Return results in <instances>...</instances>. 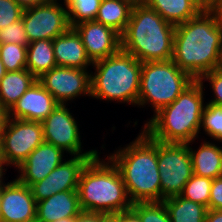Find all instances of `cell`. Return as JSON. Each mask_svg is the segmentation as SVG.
Wrapping results in <instances>:
<instances>
[{
	"label": "cell",
	"mask_w": 222,
	"mask_h": 222,
	"mask_svg": "<svg viewBox=\"0 0 222 222\" xmlns=\"http://www.w3.org/2000/svg\"><path fill=\"white\" fill-rule=\"evenodd\" d=\"M172 61L194 80L222 67V23L213 9L175 26Z\"/></svg>",
	"instance_id": "6da1fadb"
},
{
	"label": "cell",
	"mask_w": 222,
	"mask_h": 222,
	"mask_svg": "<svg viewBox=\"0 0 222 222\" xmlns=\"http://www.w3.org/2000/svg\"><path fill=\"white\" fill-rule=\"evenodd\" d=\"M139 134L129 145L107 157L119 170L132 203L161 202L157 141L143 130Z\"/></svg>",
	"instance_id": "7a4b0ae2"
},
{
	"label": "cell",
	"mask_w": 222,
	"mask_h": 222,
	"mask_svg": "<svg viewBox=\"0 0 222 222\" xmlns=\"http://www.w3.org/2000/svg\"><path fill=\"white\" fill-rule=\"evenodd\" d=\"M204 85L194 80L168 106L160 109L142 127L153 140L162 143H192L198 138L204 105Z\"/></svg>",
	"instance_id": "3957f363"
},
{
	"label": "cell",
	"mask_w": 222,
	"mask_h": 222,
	"mask_svg": "<svg viewBox=\"0 0 222 222\" xmlns=\"http://www.w3.org/2000/svg\"><path fill=\"white\" fill-rule=\"evenodd\" d=\"M99 154L87 162L79 176L77 191L82 212L107 215L131 209L119 170L108 157L101 160Z\"/></svg>",
	"instance_id": "277c9868"
},
{
	"label": "cell",
	"mask_w": 222,
	"mask_h": 222,
	"mask_svg": "<svg viewBox=\"0 0 222 222\" xmlns=\"http://www.w3.org/2000/svg\"><path fill=\"white\" fill-rule=\"evenodd\" d=\"M175 25L147 5L132 8L121 49L140 62L172 60Z\"/></svg>",
	"instance_id": "5b68a950"
},
{
	"label": "cell",
	"mask_w": 222,
	"mask_h": 222,
	"mask_svg": "<svg viewBox=\"0 0 222 222\" xmlns=\"http://www.w3.org/2000/svg\"><path fill=\"white\" fill-rule=\"evenodd\" d=\"M91 71V97L130 103L136 106L140 91L142 62L122 49L110 57L97 60Z\"/></svg>",
	"instance_id": "8992f818"
},
{
	"label": "cell",
	"mask_w": 222,
	"mask_h": 222,
	"mask_svg": "<svg viewBox=\"0 0 222 222\" xmlns=\"http://www.w3.org/2000/svg\"><path fill=\"white\" fill-rule=\"evenodd\" d=\"M194 79L172 60L142 63L138 107L149 104L154 114L171 104Z\"/></svg>",
	"instance_id": "52a82bcc"
},
{
	"label": "cell",
	"mask_w": 222,
	"mask_h": 222,
	"mask_svg": "<svg viewBox=\"0 0 222 222\" xmlns=\"http://www.w3.org/2000/svg\"><path fill=\"white\" fill-rule=\"evenodd\" d=\"M157 165L161 179V202L179 195L193 175L188 144L157 141Z\"/></svg>",
	"instance_id": "ba28073f"
},
{
	"label": "cell",
	"mask_w": 222,
	"mask_h": 222,
	"mask_svg": "<svg viewBox=\"0 0 222 222\" xmlns=\"http://www.w3.org/2000/svg\"><path fill=\"white\" fill-rule=\"evenodd\" d=\"M22 19L29 42L54 40L70 28L68 11L58 0L24 9Z\"/></svg>",
	"instance_id": "9c48e42d"
},
{
	"label": "cell",
	"mask_w": 222,
	"mask_h": 222,
	"mask_svg": "<svg viewBox=\"0 0 222 222\" xmlns=\"http://www.w3.org/2000/svg\"><path fill=\"white\" fill-rule=\"evenodd\" d=\"M1 140L7 165L18 168L44 142L42 123L8 118Z\"/></svg>",
	"instance_id": "30bf717a"
},
{
	"label": "cell",
	"mask_w": 222,
	"mask_h": 222,
	"mask_svg": "<svg viewBox=\"0 0 222 222\" xmlns=\"http://www.w3.org/2000/svg\"><path fill=\"white\" fill-rule=\"evenodd\" d=\"M66 106V104H58L52 113L41 122L44 141L52 143L71 156H96L99 153L96 149L82 152L77 121Z\"/></svg>",
	"instance_id": "8fae6325"
},
{
	"label": "cell",
	"mask_w": 222,
	"mask_h": 222,
	"mask_svg": "<svg viewBox=\"0 0 222 222\" xmlns=\"http://www.w3.org/2000/svg\"><path fill=\"white\" fill-rule=\"evenodd\" d=\"M37 80L59 104L78 96L91 97V73L87 69L56 66Z\"/></svg>",
	"instance_id": "7c38bea8"
},
{
	"label": "cell",
	"mask_w": 222,
	"mask_h": 222,
	"mask_svg": "<svg viewBox=\"0 0 222 222\" xmlns=\"http://www.w3.org/2000/svg\"><path fill=\"white\" fill-rule=\"evenodd\" d=\"M95 156H71L53 169L44 179L30 186L36 202L53 194L78 190L79 176L87 162Z\"/></svg>",
	"instance_id": "4fadbf2b"
},
{
	"label": "cell",
	"mask_w": 222,
	"mask_h": 222,
	"mask_svg": "<svg viewBox=\"0 0 222 222\" xmlns=\"http://www.w3.org/2000/svg\"><path fill=\"white\" fill-rule=\"evenodd\" d=\"M37 202L29 186L17 178L0 190V222H36Z\"/></svg>",
	"instance_id": "5bb4252c"
},
{
	"label": "cell",
	"mask_w": 222,
	"mask_h": 222,
	"mask_svg": "<svg viewBox=\"0 0 222 222\" xmlns=\"http://www.w3.org/2000/svg\"><path fill=\"white\" fill-rule=\"evenodd\" d=\"M72 28L80 36L92 62L110 57L121 49L120 34L96 20L81 22Z\"/></svg>",
	"instance_id": "9a60e30c"
},
{
	"label": "cell",
	"mask_w": 222,
	"mask_h": 222,
	"mask_svg": "<svg viewBox=\"0 0 222 222\" xmlns=\"http://www.w3.org/2000/svg\"><path fill=\"white\" fill-rule=\"evenodd\" d=\"M64 151L57 148L52 143L44 141L35 148L26 160L18 167L19 175L17 179L31 186L44 179L48 174L63 162Z\"/></svg>",
	"instance_id": "2e32d148"
},
{
	"label": "cell",
	"mask_w": 222,
	"mask_h": 222,
	"mask_svg": "<svg viewBox=\"0 0 222 222\" xmlns=\"http://www.w3.org/2000/svg\"><path fill=\"white\" fill-rule=\"evenodd\" d=\"M59 103L36 80L8 111L9 118L42 122Z\"/></svg>",
	"instance_id": "e0dca14e"
},
{
	"label": "cell",
	"mask_w": 222,
	"mask_h": 222,
	"mask_svg": "<svg viewBox=\"0 0 222 222\" xmlns=\"http://www.w3.org/2000/svg\"><path fill=\"white\" fill-rule=\"evenodd\" d=\"M81 212L78 191L68 190L38 201L36 222H55L63 218L76 217Z\"/></svg>",
	"instance_id": "ac0fdd59"
},
{
	"label": "cell",
	"mask_w": 222,
	"mask_h": 222,
	"mask_svg": "<svg viewBox=\"0 0 222 222\" xmlns=\"http://www.w3.org/2000/svg\"><path fill=\"white\" fill-rule=\"evenodd\" d=\"M53 49L57 66L87 69L93 65L80 36L73 28L53 40Z\"/></svg>",
	"instance_id": "d6986e66"
},
{
	"label": "cell",
	"mask_w": 222,
	"mask_h": 222,
	"mask_svg": "<svg viewBox=\"0 0 222 222\" xmlns=\"http://www.w3.org/2000/svg\"><path fill=\"white\" fill-rule=\"evenodd\" d=\"M187 144L191 154L193 174L210 179L222 176V147L204 141L195 151L190 146L192 144Z\"/></svg>",
	"instance_id": "ffe728a7"
},
{
	"label": "cell",
	"mask_w": 222,
	"mask_h": 222,
	"mask_svg": "<svg viewBox=\"0 0 222 222\" xmlns=\"http://www.w3.org/2000/svg\"><path fill=\"white\" fill-rule=\"evenodd\" d=\"M36 80L27 69L6 72L0 80V105L9 111Z\"/></svg>",
	"instance_id": "44dd1931"
},
{
	"label": "cell",
	"mask_w": 222,
	"mask_h": 222,
	"mask_svg": "<svg viewBox=\"0 0 222 222\" xmlns=\"http://www.w3.org/2000/svg\"><path fill=\"white\" fill-rule=\"evenodd\" d=\"M56 66L53 40H37L28 44L26 69L37 79Z\"/></svg>",
	"instance_id": "7402d4cb"
},
{
	"label": "cell",
	"mask_w": 222,
	"mask_h": 222,
	"mask_svg": "<svg viewBox=\"0 0 222 222\" xmlns=\"http://www.w3.org/2000/svg\"><path fill=\"white\" fill-rule=\"evenodd\" d=\"M145 5L175 26L185 23L200 12L190 0H146Z\"/></svg>",
	"instance_id": "603a6c76"
},
{
	"label": "cell",
	"mask_w": 222,
	"mask_h": 222,
	"mask_svg": "<svg viewBox=\"0 0 222 222\" xmlns=\"http://www.w3.org/2000/svg\"><path fill=\"white\" fill-rule=\"evenodd\" d=\"M172 222H205L208 207L180 195L162 201Z\"/></svg>",
	"instance_id": "cb8c5ba5"
},
{
	"label": "cell",
	"mask_w": 222,
	"mask_h": 222,
	"mask_svg": "<svg viewBox=\"0 0 222 222\" xmlns=\"http://www.w3.org/2000/svg\"><path fill=\"white\" fill-rule=\"evenodd\" d=\"M132 7L120 0H102L95 20L120 35L128 25Z\"/></svg>",
	"instance_id": "d4e9b609"
},
{
	"label": "cell",
	"mask_w": 222,
	"mask_h": 222,
	"mask_svg": "<svg viewBox=\"0 0 222 222\" xmlns=\"http://www.w3.org/2000/svg\"><path fill=\"white\" fill-rule=\"evenodd\" d=\"M102 0H64L71 28L81 22L95 20Z\"/></svg>",
	"instance_id": "484cf974"
},
{
	"label": "cell",
	"mask_w": 222,
	"mask_h": 222,
	"mask_svg": "<svg viewBox=\"0 0 222 222\" xmlns=\"http://www.w3.org/2000/svg\"><path fill=\"white\" fill-rule=\"evenodd\" d=\"M212 182L213 179L193 174L179 195L185 199L204 205L209 209Z\"/></svg>",
	"instance_id": "4316f807"
},
{
	"label": "cell",
	"mask_w": 222,
	"mask_h": 222,
	"mask_svg": "<svg viewBox=\"0 0 222 222\" xmlns=\"http://www.w3.org/2000/svg\"><path fill=\"white\" fill-rule=\"evenodd\" d=\"M27 47L18 44H0V59L7 72L26 69Z\"/></svg>",
	"instance_id": "83f0119b"
},
{
	"label": "cell",
	"mask_w": 222,
	"mask_h": 222,
	"mask_svg": "<svg viewBox=\"0 0 222 222\" xmlns=\"http://www.w3.org/2000/svg\"><path fill=\"white\" fill-rule=\"evenodd\" d=\"M201 128L215 141L222 142V107L206 103L203 110Z\"/></svg>",
	"instance_id": "f1b7e54d"
},
{
	"label": "cell",
	"mask_w": 222,
	"mask_h": 222,
	"mask_svg": "<svg viewBox=\"0 0 222 222\" xmlns=\"http://www.w3.org/2000/svg\"><path fill=\"white\" fill-rule=\"evenodd\" d=\"M131 209L141 222H172L163 202H136Z\"/></svg>",
	"instance_id": "f546056e"
},
{
	"label": "cell",
	"mask_w": 222,
	"mask_h": 222,
	"mask_svg": "<svg viewBox=\"0 0 222 222\" xmlns=\"http://www.w3.org/2000/svg\"><path fill=\"white\" fill-rule=\"evenodd\" d=\"M18 44L28 46L29 39L24 28L23 19L10 23L6 28L0 29V44Z\"/></svg>",
	"instance_id": "4dcf8cb0"
},
{
	"label": "cell",
	"mask_w": 222,
	"mask_h": 222,
	"mask_svg": "<svg viewBox=\"0 0 222 222\" xmlns=\"http://www.w3.org/2000/svg\"><path fill=\"white\" fill-rule=\"evenodd\" d=\"M24 9L14 0H0V29L22 18Z\"/></svg>",
	"instance_id": "1f68e13d"
},
{
	"label": "cell",
	"mask_w": 222,
	"mask_h": 222,
	"mask_svg": "<svg viewBox=\"0 0 222 222\" xmlns=\"http://www.w3.org/2000/svg\"><path fill=\"white\" fill-rule=\"evenodd\" d=\"M198 80L201 84H204L207 80L211 85L214 98L208 103L222 107V67L203 74Z\"/></svg>",
	"instance_id": "d6a6232c"
},
{
	"label": "cell",
	"mask_w": 222,
	"mask_h": 222,
	"mask_svg": "<svg viewBox=\"0 0 222 222\" xmlns=\"http://www.w3.org/2000/svg\"><path fill=\"white\" fill-rule=\"evenodd\" d=\"M209 209L222 210V176L213 179L210 190Z\"/></svg>",
	"instance_id": "836d02e7"
},
{
	"label": "cell",
	"mask_w": 222,
	"mask_h": 222,
	"mask_svg": "<svg viewBox=\"0 0 222 222\" xmlns=\"http://www.w3.org/2000/svg\"><path fill=\"white\" fill-rule=\"evenodd\" d=\"M74 222H101V213L81 212Z\"/></svg>",
	"instance_id": "e575fe53"
},
{
	"label": "cell",
	"mask_w": 222,
	"mask_h": 222,
	"mask_svg": "<svg viewBox=\"0 0 222 222\" xmlns=\"http://www.w3.org/2000/svg\"><path fill=\"white\" fill-rule=\"evenodd\" d=\"M115 215L120 219V222H141L139 216L132 209L121 211Z\"/></svg>",
	"instance_id": "d590c367"
},
{
	"label": "cell",
	"mask_w": 222,
	"mask_h": 222,
	"mask_svg": "<svg viewBox=\"0 0 222 222\" xmlns=\"http://www.w3.org/2000/svg\"><path fill=\"white\" fill-rule=\"evenodd\" d=\"M205 222H222V210L208 209Z\"/></svg>",
	"instance_id": "8d00e7d4"
},
{
	"label": "cell",
	"mask_w": 222,
	"mask_h": 222,
	"mask_svg": "<svg viewBox=\"0 0 222 222\" xmlns=\"http://www.w3.org/2000/svg\"><path fill=\"white\" fill-rule=\"evenodd\" d=\"M9 118L8 110L4 109L0 105V139L2 138V134L4 133L5 125Z\"/></svg>",
	"instance_id": "74e56055"
},
{
	"label": "cell",
	"mask_w": 222,
	"mask_h": 222,
	"mask_svg": "<svg viewBox=\"0 0 222 222\" xmlns=\"http://www.w3.org/2000/svg\"><path fill=\"white\" fill-rule=\"evenodd\" d=\"M18 3L23 9L30 8L42 3H45L49 0H14Z\"/></svg>",
	"instance_id": "f35d334b"
},
{
	"label": "cell",
	"mask_w": 222,
	"mask_h": 222,
	"mask_svg": "<svg viewBox=\"0 0 222 222\" xmlns=\"http://www.w3.org/2000/svg\"><path fill=\"white\" fill-rule=\"evenodd\" d=\"M200 11H208L213 7L206 0H190Z\"/></svg>",
	"instance_id": "ab89813d"
},
{
	"label": "cell",
	"mask_w": 222,
	"mask_h": 222,
	"mask_svg": "<svg viewBox=\"0 0 222 222\" xmlns=\"http://www.w3.org/2000/svg\"><path fill=\"white\" fill-rule=\"evenodd\" d=\"M101 222H120V219L115 214H101Z\"/></svg>",
	"instance_id": "60d3db41"
},
{
	"label": "cell",
	"mask_w": 222,
	"mask_h": 222,
	"mask_svg": "<svg viewBox=\"0 0 222 222\" xmlns=\"http://www.w3.org/2000/svg\"><path fill=\"white\" fill-rule=\"evenodd\" d=\"M121 2L127 3L132 8L140 5H144L146 0H120Z\"/></svg>",
	"instance_id": "b9f144b4"
},
{
	"label": "cell",
	"mask_w": 222,
	"mask_h": 222,
	"mask_svg": "<svg viewBox=\"0 0 222 222\" xmlns=\"http://www.w3.org/2000/svg\"><path fill=\"white\" fill-rule=\"evenodd\" d=\"M213 10L217 13L218 19L222 23V0L213 7Z\"/></svg>",
	"instance_id": "7bdbcfd3"
},
{
	"label": "cell",
	"mask_w": 222,
	"mask_h": 222,
	"mask_svg": "<svg viewBox=\"0 0 222 222\" xmlns=\"http://www.w3.org/2000/svg\"><path fill=\"white\" fill-rule=\"evenodd\" d=\"M5 166H8L7 164H0V186H3L5 184L4 177L3 174L5 175V171H7V169L5 168Z\"/></svg>",
	"instance_id": "ee69618b"
},
{
	"label": "cell",
	"mask_w": 222,
	"mask_h": 222,
	"mask_svg": "<svg viewBox=\"0 0 222 222\" xmlns=\"http://www.w3.org/2000/svg\"><path fill=\"white\" fill-rule=\"evenodd\" d=\"M0 164H7L5 161L4 153H3V146H2L1 139H0Z\"/></svg>",
	"instance_id": "f6af8a7d"
},
{
	"label": "cell",
	"mask_w": 222,
	"mask_h": 222,
	"mask_svg": "<svg viewBox=\"0 0 222 222\" xmlns=\"http://www.w3.org/2000/svg\"><path fill=\"white\" fill-rule=\"evenodd\" d=\"M5 66L2 63V60L0 59V80L5 76L6 74Z\"/></svg>",
	"instance_id": "bcb514c9"
},
{
	"label": "cell",
	"mask_w": 222,
	"mask_h": 222,
	"mask_svg": "<svg viewBox=\"0 0 222 222\" xmlns=\"http://www.w3.org/2000/svg\"><path fill=\"white\" fill-rule=\"evenodd\" d=\"M75 221V217H70V218H63L60 220H56L55 222H74Z\"/></svg>",
	"instance_id": "7dc6e473"
},
{
	"label": "cell",
	"mask_w": 222,
	"mask_h": 222,
	"mask_svg": "<svg viewBox=\"0 0 222 222\" xmlns=\"http://www.w3.org/2000/svg\"><path fill=\"white\" fill-rule=\"evenodd\" d=\"M212 7L216 6L221 0H206Z\"/></svg>",
	"instance_id": "c3c4849f"
}]
</instances>
